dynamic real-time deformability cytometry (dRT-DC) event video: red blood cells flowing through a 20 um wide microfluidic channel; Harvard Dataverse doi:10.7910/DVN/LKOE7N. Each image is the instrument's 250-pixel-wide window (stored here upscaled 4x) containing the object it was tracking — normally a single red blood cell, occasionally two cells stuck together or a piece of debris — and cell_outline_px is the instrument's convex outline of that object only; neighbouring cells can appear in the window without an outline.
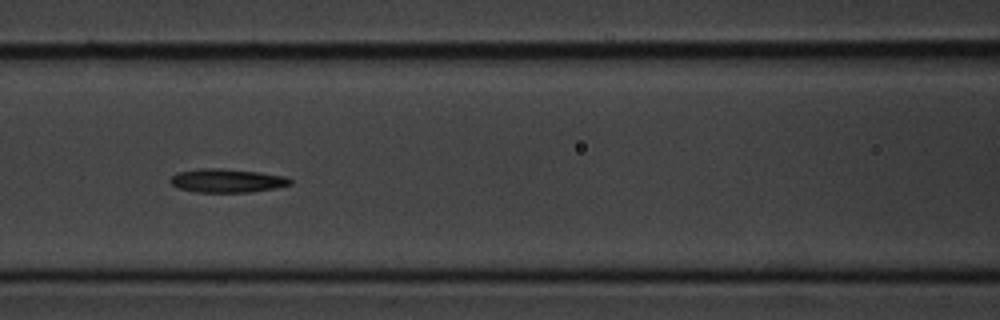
{"species": "common noctule bat (a hibernating species)", "species_latin": "Nyctalus noctula", "temperature_condition": "cold", "stored_images_in_passage": 9, "camera_frame_rate_fps": 3000, "um_per_image_px": 0.085, "animal": {"sex": "male", "body_mass_g": 20.1, "forearm_length_mm": 53.5}, "frame": {"image": 1, "passage_image": 6, "time_ms": 5.667, "image_size_px": [1000, 320], "cell_outline_px": [[292, 184], [276, 188], [248, 192], [196, 192], [180, 188], [172, 184], [168, 180], [176, 172], [200, 168], [220, 168], [260, 172], [288, 176], [292, 180]], "centroid_in_image_um": [19.32, 15.34], "position_along_channel_um": 147.3, "area_um2": 16.65}}
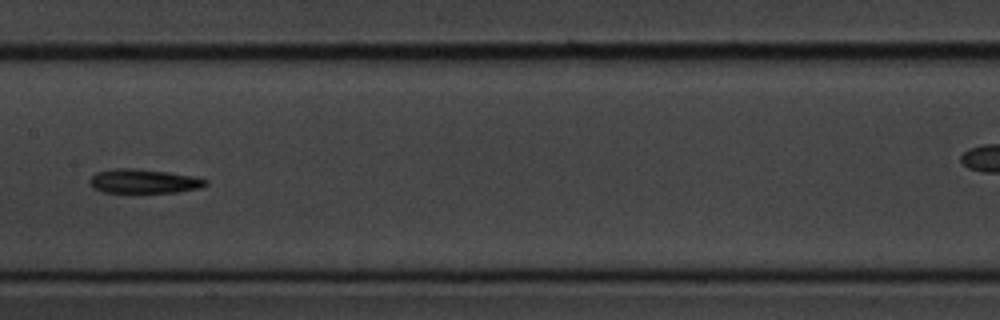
{"frame": {"image": 2, "passage_image": 7, "time_ms": 7.0, "image_size_px": [1000, 320], "cell_outline_px": [[208, 184], [200, 188], [176, 192], [104, 192], [92, 188], [88, 184], [88, 180], [96, 172], [116, 168], [132, 168], [168, 172], [192, 176], [208, 180]], "centroid_in_image_um": [12.18, 15.4], "position_along_channel_um": 195.2, "area_um2": 16.3}}
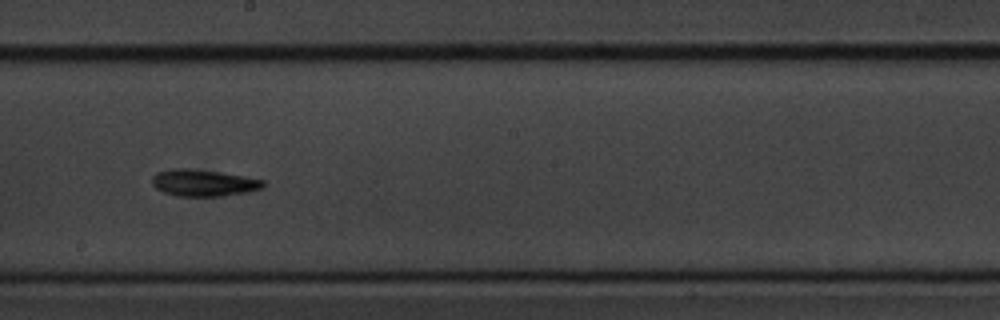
{"frame": {"image": 3, "passage_image": 8, "time_ms": 8.0, "image_size_px": [1000, 320], "cell_outline_px": [[264, 188], [248, 192], [220, 196], [176, 196], [164, 192], [156, 188], [152, 184], [152, 176], [156, 172], [172, 168], [184, 168], [220, 172], [244, 176], [264, 180]], "centroid_in_image_um": [17.29, 15.54], "position_along_channel_um": 230.9, "area_um2": 17.34}}